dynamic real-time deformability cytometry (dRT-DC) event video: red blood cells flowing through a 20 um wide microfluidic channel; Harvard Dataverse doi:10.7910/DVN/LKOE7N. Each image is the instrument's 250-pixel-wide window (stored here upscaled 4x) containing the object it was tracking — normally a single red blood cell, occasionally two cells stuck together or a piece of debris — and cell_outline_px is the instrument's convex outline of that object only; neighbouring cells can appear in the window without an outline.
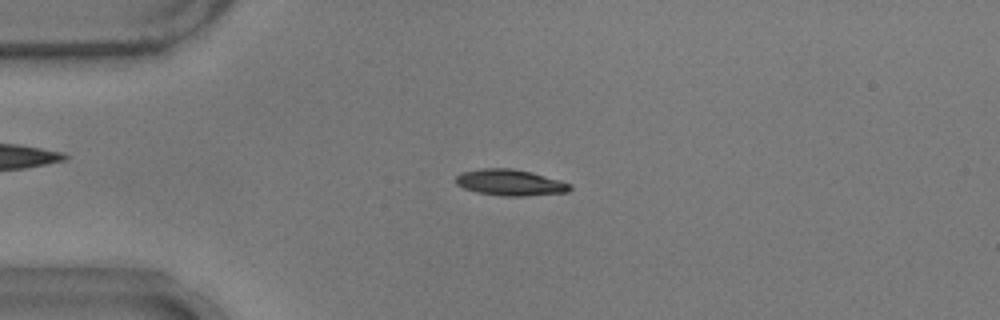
{"species": "common noctule bat (a hibernating species)", "species_latin": "Nyctalus noctula", "temperature_condition": "warm", "stored_images_in_passage": 55, "camera_frame_rate_fps": 3000, "um_per_image_px": 0.085, "animal": {"sex": "male", "body_mass_g": 17.9}, "frame": {"image": 1, "passage_image": 13, "time_ms": 4.0, "image_size_px": [1000, 320], "cell_outline_px": [[572, 188], [568, 192], [524, 196], [500, 196], [476, 192], [464, 188], [456, 184], [456, 176], [460, 172], [480, 168], [512, 168], [532, 172], [560, 180], [572, 184]], "centroid_in_image_um": [43.36, 15.51], "position_along_channel_um": 41.6, "area_um2": 17.63}}
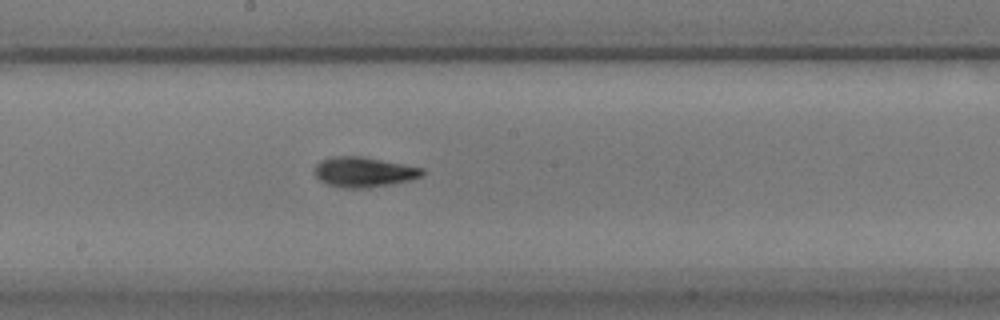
{"frame": {"image": 2, "passage_image": 29, "time_ms": 9.333, "image_size_px": [1000, 320], "cell_outline_px": [[424, 176], [408, 180], [388, 184], [364, 188], [344, 188], [328, 184], [320, 180], [312, 172], [316, 164], [320, 160], [332, 156], [364, 156], [424, 168]], "centroid_in_image_um": [30.89, 14.6], "position_along_channel_um": 217.3, "area_um2": 18.96}}
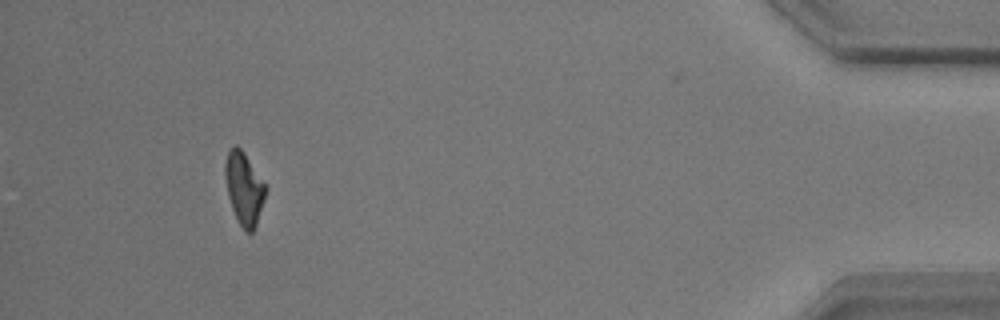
{"frame": {"image": 3, "passage_image": 50, "time_ms": 16.333, "image_size_px": [1000, 320], "cell_outline_px": [[268, 188], [256, 224], [252, 232], [244, 232], [232, 208], [228, 196], [224, 176], [224, 164], [228, 148], [236, 144], [244, 152]], "centroid_in_image_um": [20.73, 15.97], "position_along_channel_um": 414.5, "area_um2": 17.17}, "authors_computed_cell_mechanics": {"area_um2": 17.5712, "velocity_mm_per_s": 3.7403, "shape_relaxation_time_tau1_ms": 3.1926, "shape_relaxation_time_tau2_ms": 3.1546, "deformation_change_tau1": 0.1522, "deformation_change_tau2": 0.0883}}